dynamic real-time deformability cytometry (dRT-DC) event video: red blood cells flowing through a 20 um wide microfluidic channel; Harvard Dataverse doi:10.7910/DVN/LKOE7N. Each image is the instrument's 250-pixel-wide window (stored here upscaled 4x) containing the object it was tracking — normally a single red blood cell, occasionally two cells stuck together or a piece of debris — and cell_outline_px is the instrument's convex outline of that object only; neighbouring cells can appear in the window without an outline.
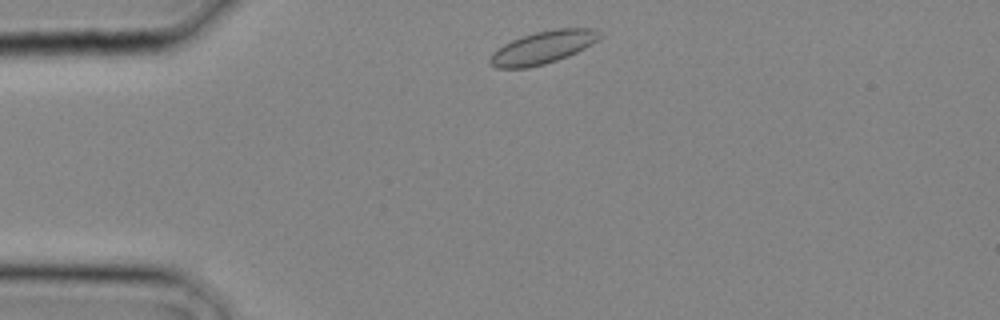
{"species": "common noctule bat (a hibernating species)", "species_latin": "Nyctalus noctula", "temperature_condition": "cold", "stored_images_in_passage": 16, "camera_frame_rate_fps": 3000, "um_per_image_px": 0.085, "animal": {"sex": "male", "body_mass_g": 20.4}, "frame": {"image": 1, "passage_image": 1, "time_ms": 0.0, "image_size_px": [1000, 320], "cell_outline_px": [[600, 36], [592, 44], [568, 56], [544, 64], [528, 68], [496, 68], [488, 60], [492, 52], [504, 44], [512, 40], [536, 32], [556, 28], [596, 28], [600, 32]], "centroid_in_image_um": [46.13, 4.03], "position_along_channel_um": 38.9, "area_um2": 20.69}}
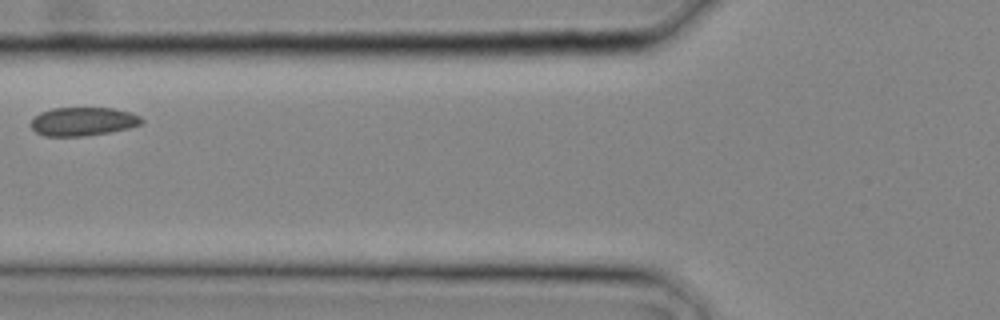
{"frame": {"image": 2, "passage_image": 6, "time_ms": 1.667, "image_size_px": [1000, 320], "cell_outline_px": [[144, 120], [140, 124], [128, 128], [108, 132], [84, 136], [44, 136], [36, 132], [32, 128], [32, 120], [40, 112], [52, 108], [112, 108], [128, 112], [140, 116]], "centroid_in_image_um": [7.04, 10.32], "position_along_channel_um": 118.8, "area_um2": 18.21}}
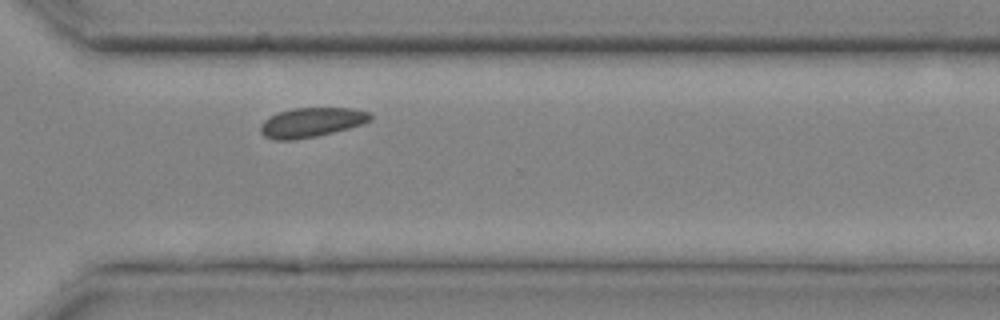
{"frame": {"image": 3, "passage_image": 16, "time_ms": 5.0, "image_size_px": [1000, 320], "cell_outline_px": [[372, 120], [348, 128], [316, 136], [292, 140], [272, 140], [264, 136], [260, 132], [260, 124], [264, 120], [280, 112], [292, 108], [352, 108], [372, 112]], "centroid_in_image_um": [26.47, 10.4], "position_along_channel_um": 344.1, "area_um2": 18.84}}